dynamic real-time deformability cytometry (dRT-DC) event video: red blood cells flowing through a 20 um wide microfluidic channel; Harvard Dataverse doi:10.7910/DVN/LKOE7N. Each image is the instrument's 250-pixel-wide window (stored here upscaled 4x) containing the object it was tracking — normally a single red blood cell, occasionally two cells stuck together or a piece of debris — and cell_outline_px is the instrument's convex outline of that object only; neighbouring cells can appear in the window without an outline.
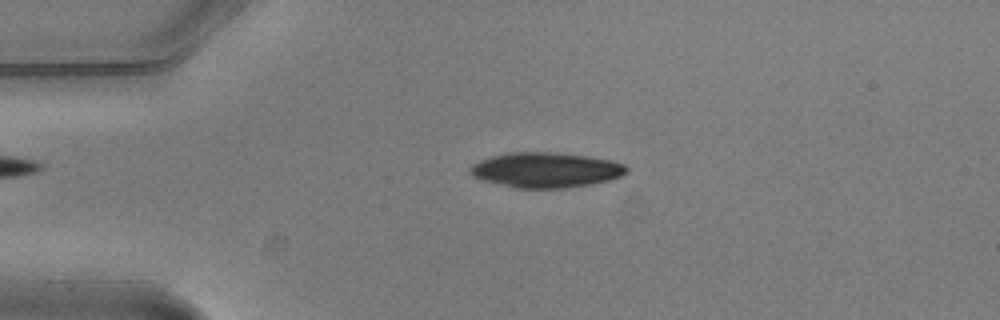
{"species": "common noctule bat (a hibernating species)", "species_latin": "Nyctalus noctula", "temperature_condition": "warm", "stored_images_in_passage": 3, "camera_frame_rate_fps": 3000, "um_per_image_px": 0.085, "animal": {"sex": "male", "body_mass_g": 20.5, "forearm_length_mm": 52.5}, "frame": {"image": 1, "passage_image": 2, "time_ms": 0.333, "image_size_px": [1000, 320], "cell_outline_px": [[628, 172], [620, 176], [608, 180], [592, 184], [564, 188], [512, 188], [484, 180], [472, 176], [468, 172], [468, 168], [472, 164], [480, 160], [492, 156], [508, 152], [552, 152], [588, 156], [612, 160], [624, 164], [628, 168]], "centroid_in_image_um": [46.37, 14.45], "position_along_channel_um": 38.6, "area_um2": 32.19}}